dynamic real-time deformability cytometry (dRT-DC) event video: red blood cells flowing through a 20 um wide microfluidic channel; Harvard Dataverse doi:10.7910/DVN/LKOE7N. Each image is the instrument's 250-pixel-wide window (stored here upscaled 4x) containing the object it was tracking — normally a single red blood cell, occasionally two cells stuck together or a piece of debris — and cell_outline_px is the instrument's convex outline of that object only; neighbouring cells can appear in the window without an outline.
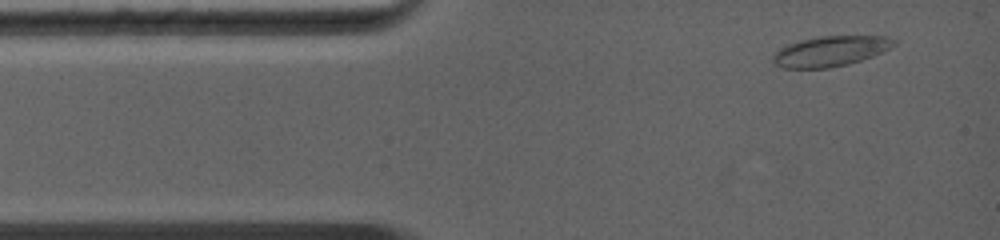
{"species": "common noctule bat (a hibernating species)", "species_latin": "Nyctalus noctula", "temperature_condition": "warm", "stored_images_in_passage": 8, "camera_frame_rate_fps": 5000, "um_per_image_px": 0.085, "animal": {"sex": "female", "body_mass_g": 19.0, "forearm_length_mm": 56.7}, "frame": {"image": 1, "passage_image": 1, "time_ms": 0.0, "image_size_px": [1000, 240], "cell_outline_px": [[896, 44], [892, 48], [872, 56], [848, 64], [828, 68], [784, 68], [776, 64], [772, 60], [772, 56], [780, 48], [788, 44], [800, 40], [820, 36], [884, 36], [896, 40]], "centroid_in_image_um": [70.6, 4.35], "position_along_channel_um": 14.4, "area_um2": 21.27}}
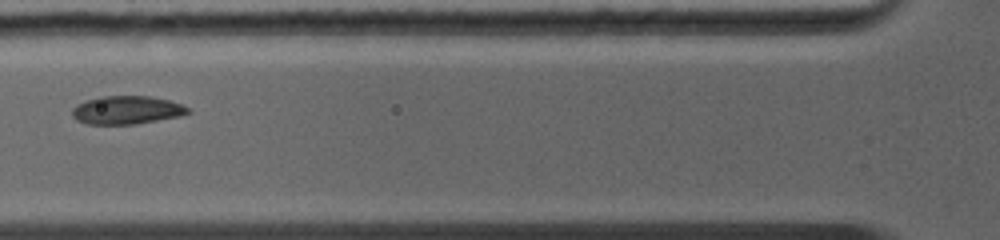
{"frame": {"image": 2, "passage_image": 6, "time_ms": 3.4, "image_size_px": [1000, 240], "cell_outline_px": [[192, 112], [180, 116], [136, 124], [88, 124], [76, 120], [72, 116], [72, 108], [84, 100], [100, 96], [148, 96], [168, 100], [180, 104], [188, 108]], "centroid_in_image_um": [10.74, 9.35], "position_along_channel_um": 115.1, "area_um2": 19.07}}
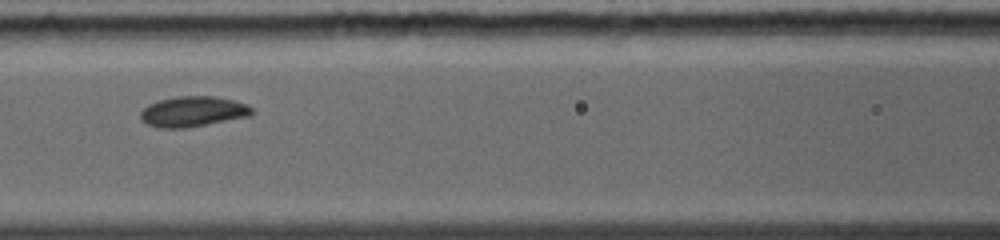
{"frame": {"image": 3, "passage_image": 7, "time_ms": 4.2, "image_size_px": [1000, 240], "cell_outline_px": [[256, 112], [252, 116], [184, 128], [160, 128], [148, 124], [140, 120], [140, 112], [148, 104], [160, 100], [176, 96], [216, 96], [232, 100], [244, 104], [252, 108]], "centroid_in_image_um": [16.4, 9.48], "position_along_channel_um": 150.2, "area_um2": 19.77}}